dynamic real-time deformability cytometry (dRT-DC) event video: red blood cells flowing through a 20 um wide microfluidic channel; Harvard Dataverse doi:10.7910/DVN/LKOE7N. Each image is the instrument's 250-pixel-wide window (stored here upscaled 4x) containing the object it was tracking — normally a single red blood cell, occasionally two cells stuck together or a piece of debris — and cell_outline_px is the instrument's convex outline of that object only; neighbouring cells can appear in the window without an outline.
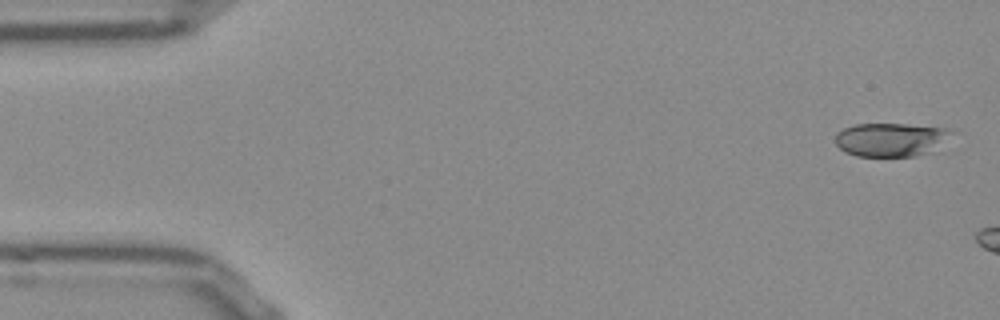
{"species": "Egyptian fruit bat (a non-hibernating species)", "species_latin": "Rousettus aegyptiacus", "temperature_condition": "room temperature", "stored_images_in_passage": 6, "camera_frame_rate_fps": 3000, "um_per_image_px": 0.085, "frame": {"image": 1, "passage_image": 1, "time_ms": 0.0, "image_size_px": [1000, 320], "cell_outline_px": [[952, 132], [932, 152], [916, 156], [856, 156], [844, 152], [836, 144], [836, 132], [844, 128], [856, 124], [908, 124], [944, 128]], "centroid_in_image_um": [75.66, 11.87], "position_along_channel_um": 9.3, "area_um2": 22.54}}